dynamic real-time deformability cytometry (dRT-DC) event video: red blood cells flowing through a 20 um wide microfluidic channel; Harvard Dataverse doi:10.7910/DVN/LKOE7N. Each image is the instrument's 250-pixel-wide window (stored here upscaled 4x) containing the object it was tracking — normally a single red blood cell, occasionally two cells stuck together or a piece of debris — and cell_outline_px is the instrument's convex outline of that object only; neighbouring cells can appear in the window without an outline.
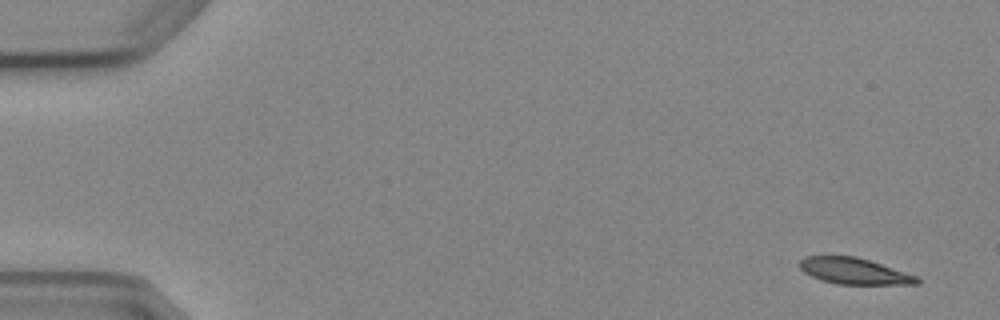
{"species": "Egyptian fruit bat (a non-hibernating species)", "species_latin": "Rousettus aegyptiacus", "temperature_condition": "cold", "stored_images_in_passage": 9, "camera_frame_rate_fps": 3000, "um_per_image_px": 0.085, "animal": {"sex": "female"}, "frame": {"image": 1, "passage_image": 1, "time_ms": 0.0, "image_size_px": [1000, 320], "cell_outline_px": [[920, 284], [836, 284], [820, 280], [804, 272], [800, 268], [800, 260], [804, 256], [856, 256], [916, 276], [920, 280]], "centroid_in_image_um": [72.56, 23.04], "position_along_channel_um": 12.4, "area_um2": 17.69}}